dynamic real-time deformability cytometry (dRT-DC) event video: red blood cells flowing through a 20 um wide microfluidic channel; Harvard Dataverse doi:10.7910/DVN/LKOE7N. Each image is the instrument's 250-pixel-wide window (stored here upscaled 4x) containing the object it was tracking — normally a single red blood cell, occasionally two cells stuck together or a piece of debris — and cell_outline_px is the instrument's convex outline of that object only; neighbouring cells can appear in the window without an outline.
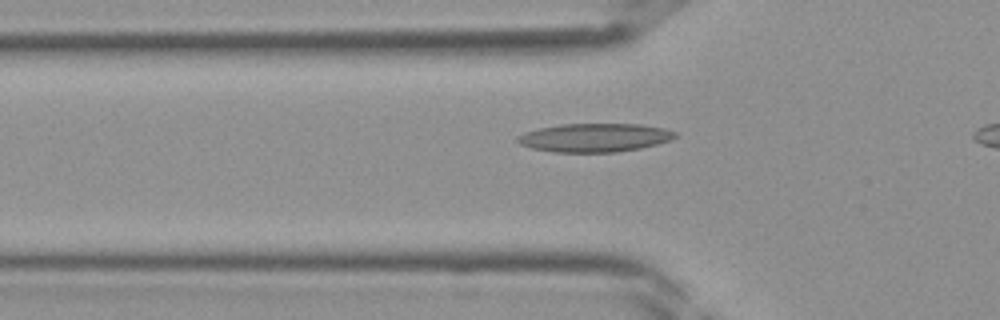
{"species": "Egyptian fruit bat (a non-hibernating species)", "species_latin": "Rousettus aegyptiacus", "temperature_condition": "room temperature", "stored_images_in_passage": 27, "camera_frame_rate_fps": 3000, "um_per_image_px": 0.085, "frame": {"image": 1, "passage_image": 7, "time_ms": 2.0, "image_size_px": [1000, 320], "cell_outline_px": [[676, 136], [668, 140], [656, 144], [640, 148], [616, 152], [552, 152], [532, 148], [520, 144], [516, 140], [516, 136], [524, 132], [540, 128], [560, 124], [640, 124], [664, 128], [676, 132]], "centroid_in_image_um": [50.5, 11.69], "position_along_channel_um": 75.3, "area_um2": 26.13}}
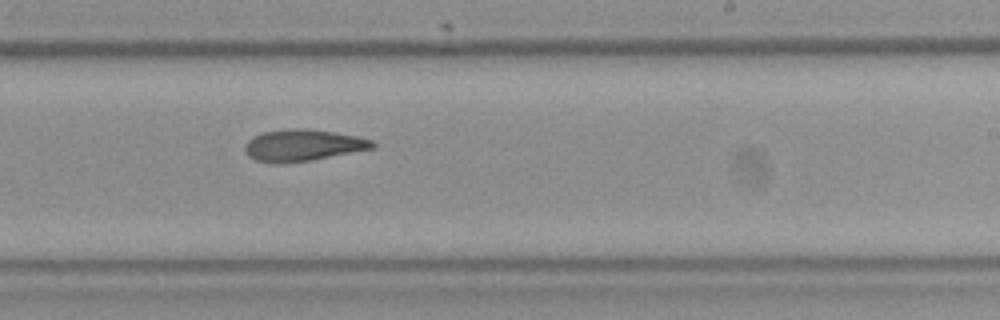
{"frame": {"image": 2, "passage_image": 18, "time_ms": 5.667, "image_size_px": [1000, 320], "cell_outline_px": [[376, 148], [312, 160], [284, 164], [272, 164], [256, 160], [248, 156], [244, 148], [244, 144], [252, 136], [264, 132], [292, 128], [308, 128], [356, 136], [372, 140], [376, 144]], "centroid_in_image_um": [25.73, 12.36], "position_along_channel_um": 263.3, "area_um2": 23.81}}
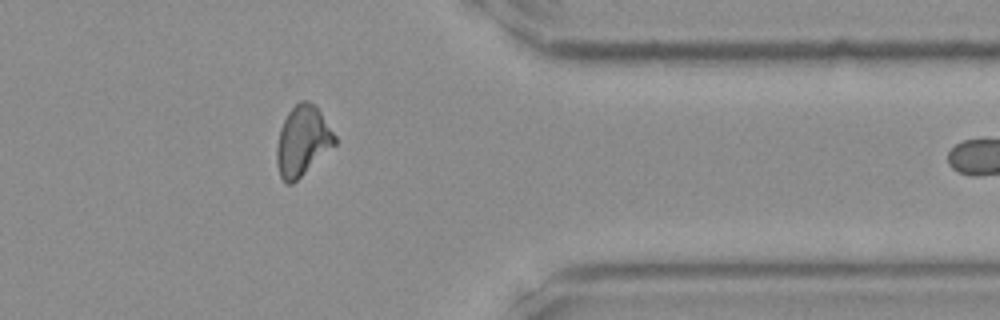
{"frame": {"image": 3, "passage_image": 26, "time_ms": 8.333, "image_size_px": [1000, 320], "cell_outline_px": [[336, 144], [292, 184], [288, 184], [280, 176], [276, 164], [276, 148], [280, 128], [288, 112], [300, 100], [308, 100], [316, 104], [336, 136]], "centroid_in_image_um": [25.71, 11.95], "position_along_channel_um": 385.7, "area_um2": 23.64}}